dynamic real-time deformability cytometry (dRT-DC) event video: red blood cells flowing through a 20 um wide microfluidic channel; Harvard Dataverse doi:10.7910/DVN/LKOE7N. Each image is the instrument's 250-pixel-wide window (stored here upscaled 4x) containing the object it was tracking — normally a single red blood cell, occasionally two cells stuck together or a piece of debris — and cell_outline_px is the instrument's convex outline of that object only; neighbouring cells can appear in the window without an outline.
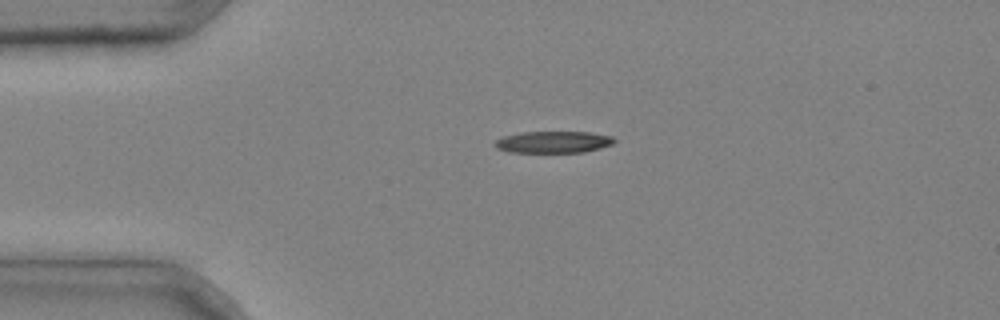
{"species": "common noctule bat (a hibernating species)", "species_latin": "Nyctalus noctula", "temperature_condition": "cold", "stored_images_in_passage": 2, "camera_frame_rate_fps": 3000, "um_per_image_px": 0.085, "animal": {"sex": "male", "body_mass_g": 20.4}, "frame": {"image": 1, "passage_image": 1, "time_ms": 0.0, "image_size_px": [1000, 320], "cell_outline_px": [[616, 140], [612, 144], [600, 148], [584, 152], [508, 152], [496, 148], [492, 144], [496, 140], [504, 136], [520, 132], [588, 132], [612, 136]], "centroid_in_image_um": [47.0, 12.07], "position_along_channel_um": 38.0, "area_um2": 15.14}}